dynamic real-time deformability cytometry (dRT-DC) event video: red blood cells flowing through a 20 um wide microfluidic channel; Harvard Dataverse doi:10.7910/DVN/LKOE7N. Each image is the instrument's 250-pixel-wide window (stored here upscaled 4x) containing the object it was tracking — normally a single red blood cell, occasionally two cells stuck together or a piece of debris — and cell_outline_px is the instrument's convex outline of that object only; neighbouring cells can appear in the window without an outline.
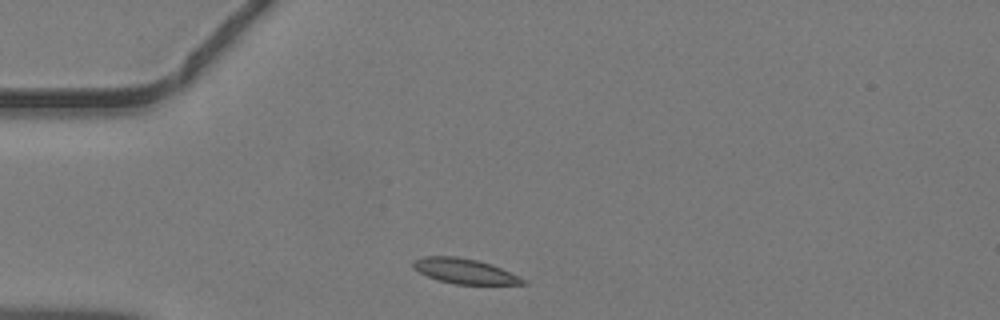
{"species": "common noctule bat (a hibernating species)", "species_latin": "Nyctalus noctula", "temperature_condition": "warm", "stored_images_in_passage": 35, "camera_frame_rate_fps": 3000, "um_per_image_px": 0.085, "animal": {"sex": "male", "body_mass_g": 19.2, "forearm_length_mm": 51.8}, "frame": {"image": 1, "passage_image": 1, "time_ms": 0.0, "image_size_px": [1000, 320], "cell_outline_px": [[528, 284], [456, 284], [440, 280], [428, 276], [412, 268], [412, 260], [424, 256], [456, 256], [476, 260], [492, 264], [520, 276], [528, 280]], "centroid_in_image_um": [39.52, 23.04], "position_along_channel_um": 45.5, "area_um2": 16.07}}
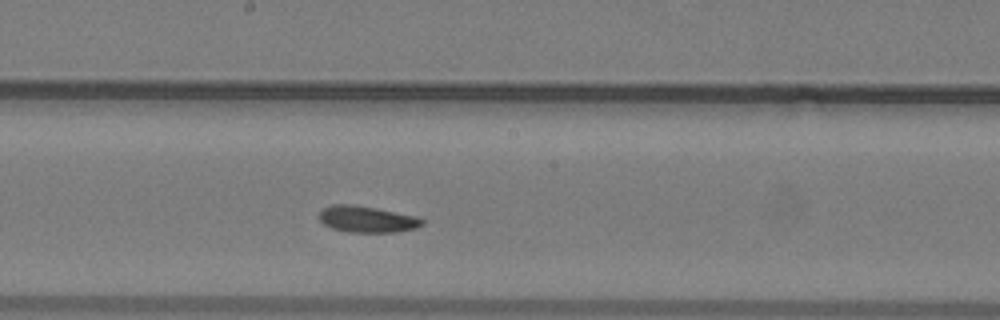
{"frame": {"image": 2, "passage_image": 14, "time_ms": 4.333, "image_size_px": [1000, 320], "cell_outline_px": [[424, 224], [416, 228], [396, 232], [348, 232], [332, 228], [324, 224], [320, 220], [320, 212], [324, 208], [332, 204], [352, 204], [376, 208], [416, 216], [424, 220]], "centroid_in_image_um": [31.21, 18.63], "position_along_channel_um": 217.0, "area_um2": 15.78}}
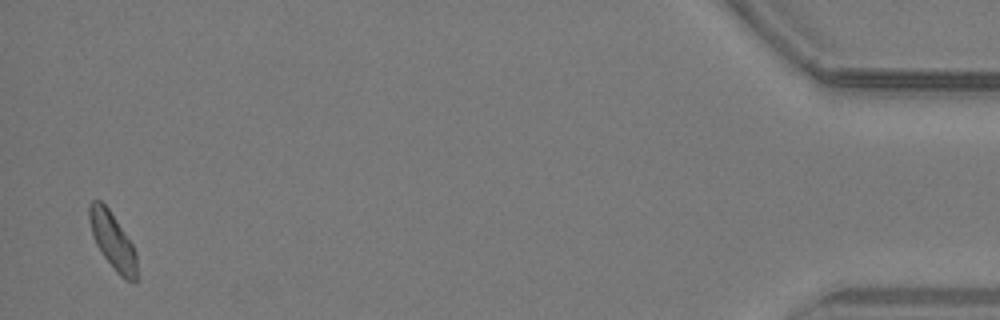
{"frame": {"image": 3, "passage_image": 34, "time_ms": 11.0, "image_size_px": [1000, 320], "cell_outline_px": [[136, 284], [132, 284], [120, 276], [116, 272], [104, 256], [96, 244], [92, 236], [88, 220], [88, 204], [92, 200], [100, 200], [108, 208], [132, 244], [136, 252]], "centroid_in_image_um": [9.55, 20.47], "position_along_channel_um": 425.7, "area_um2": 15.72}}